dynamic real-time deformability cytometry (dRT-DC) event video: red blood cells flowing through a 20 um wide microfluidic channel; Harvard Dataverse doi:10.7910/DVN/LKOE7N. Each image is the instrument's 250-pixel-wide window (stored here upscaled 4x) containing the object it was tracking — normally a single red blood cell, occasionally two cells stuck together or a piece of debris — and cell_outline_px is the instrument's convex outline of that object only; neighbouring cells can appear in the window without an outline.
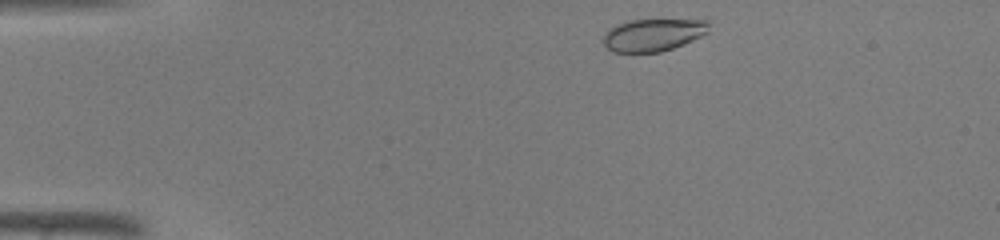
{"species": "common noctule bat (a hibernating species)", "species_latin": "Nyctalus noctula", "temperature_condition": "warm", "stored_images_in_passage": 19, "camera_frame_rate_fps": 3000, "um_per_image_px": 0.085, "animal": {"sex": "male", "body_mass_g": 19.0, "forearm_length_mm": 50.8}, "frame": {"image": 1, "passage_image": 1, "time_ms": 0.0, "image_size_px": [1000, 240], "cell_outline_px": [[708, 32], [684, 44], [660, 52], [612, 52], [604, 44], [604, 32], [608, 28], [616, 24], [628, 20], [708, 20]], "centroid_in_image_um": [55.47, 2.96], "position_along_channel_um": 29.5, "area_um2": 19.88}}
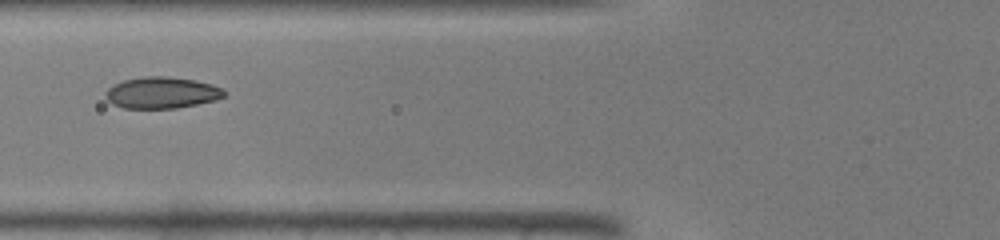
{"frame": {"image": 2, "passage_image": 11, "time_ms": 3.333, "image_size_px": [1000, 240], "cell_outline_px": [[228, 92], [224, 96], [216, 100], [176, 108], [124, 108], [112, 104], [104, 96], [108, 88], [112, 84], [124, 80], [144, 76], [168, 76], [196, 80], [212, 84]], "centroid_in_image_um": [13.74, 7.87], "position_along_channel_um": 112.1, "area_um2": 21.85}}
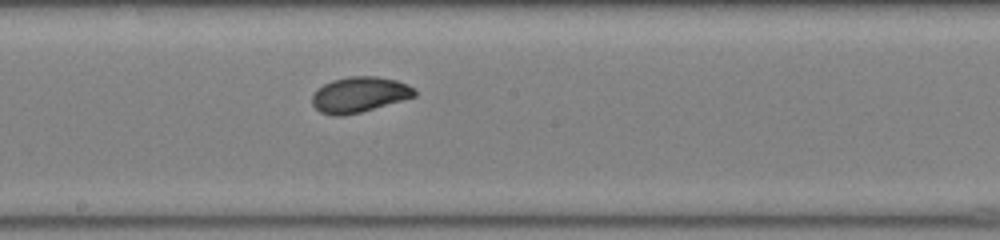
{"frame": {"image": 3, "passage_image": 18, "time_ms": 5.667, "image_size_px": [1000, 240], "cell_outline_px": [[416, 96], [404, 100], [360, 112], [344, 116], [332, 116], [320, 112], [312, 104], [312, 96], [316, 88], [332, 80], [348, 76], [376, 76], [396, 80], [408, 84], [416, 92]], "centroid_in_image_um": [30.52, 8.04], "position_along_channel_um": 217.7, "area_um2": 21.33}}